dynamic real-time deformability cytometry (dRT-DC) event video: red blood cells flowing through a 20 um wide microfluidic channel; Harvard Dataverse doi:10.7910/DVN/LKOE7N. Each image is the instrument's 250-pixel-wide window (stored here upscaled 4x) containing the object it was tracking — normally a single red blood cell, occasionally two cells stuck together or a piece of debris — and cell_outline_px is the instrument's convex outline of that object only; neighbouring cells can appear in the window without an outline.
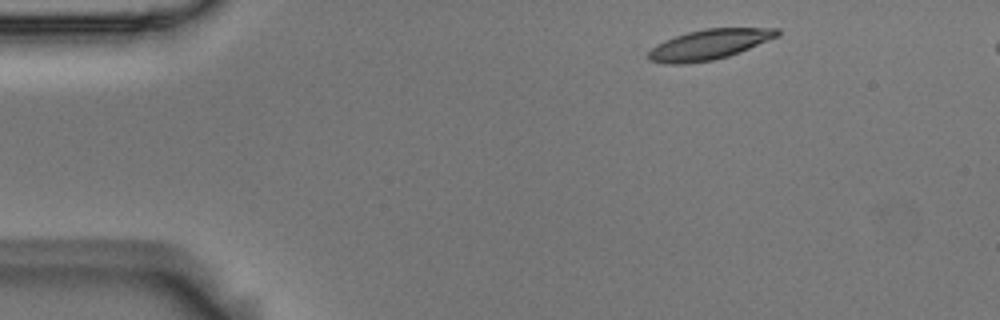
{"species": "Egyptian fruit bat (a non-hibernating species)", "species_latin": "Rousettus aegyptiacus", "temperature_condition": "room temperature", "stored_images_in_passage": 4, "segment_of_instrument_passage": [1, 2], "camera_frame_rate_fps": 3000, "um_per_image_px": 0.085, "animal": {"sex": "male"}, "frame": {"image": 1, "passage_image": 1, "time_ms": 0.0, "image_size_px": [1000, 320], "cell_outline_px": [[780, 36], [740, 52], [728, 56], [712, 60], [684, 64], [664, 64], [648, 60], [648, 52], [656, 44], [664, 40], [688, 32], [704, 28], [780, 28]], "centroid_in_image_um": [60.28, 3.78], "position_along_channel_um": 24.7, "area_um2": 22.77}}